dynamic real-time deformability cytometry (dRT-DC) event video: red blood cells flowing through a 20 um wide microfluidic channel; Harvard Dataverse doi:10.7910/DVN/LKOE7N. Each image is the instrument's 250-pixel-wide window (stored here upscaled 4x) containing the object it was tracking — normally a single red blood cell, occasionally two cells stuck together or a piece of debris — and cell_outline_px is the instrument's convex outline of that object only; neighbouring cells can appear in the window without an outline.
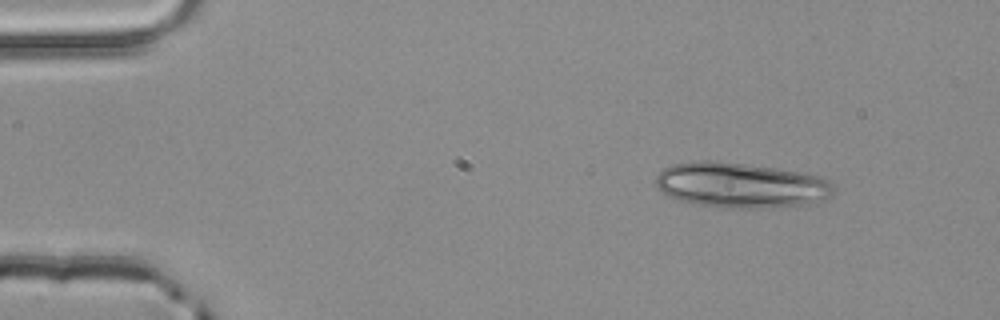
{"species": "common noctule bat (a hibernating species)", "species_latin": "Nyctalus noctula", "temperature_condition": "room temperature", "stored_images_in_passage": 4, "segment_of_instrument_passage": [1, 2], "camera_frame_rate_fps": 3000, "um_per_image_px": 0.085, "animal": {"sex": "male", "body_mass_g": 20.4}, "frame": {"image": 1, "passage_image": 1, "time_ms": 0.0, "image_size_px": [1000, 320], "cell_outline_px": [[836, 188], [832, 196], [824, 200], [808, 204], [772, 208], [720, 208], [692, 204], [668, 196], [656, 188], [656, 176], [664, 168], [672, 164], [688, 160], [716, 160], [748, 164], [776, 168], [824, 176]], "centroid_in_image_um": [62.98, 15.74], "position_along_channel_um": 22.0, "area_um2": 47.97}}